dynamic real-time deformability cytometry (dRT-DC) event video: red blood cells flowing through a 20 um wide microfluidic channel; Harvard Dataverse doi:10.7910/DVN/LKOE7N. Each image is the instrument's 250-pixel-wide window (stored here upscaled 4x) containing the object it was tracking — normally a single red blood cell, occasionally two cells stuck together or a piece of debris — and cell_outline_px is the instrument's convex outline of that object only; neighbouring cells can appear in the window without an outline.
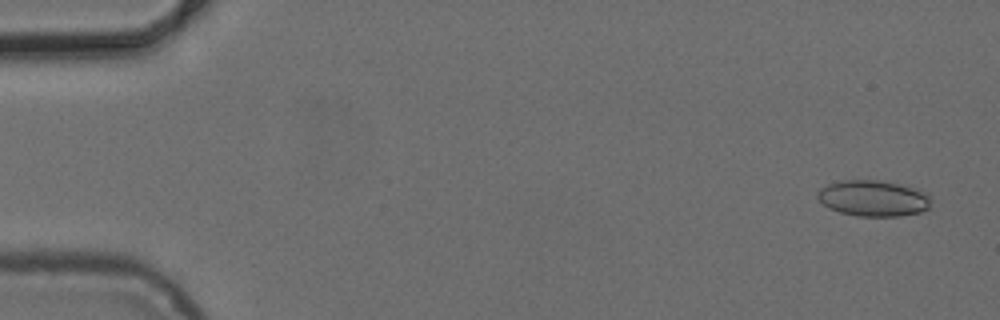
{"species": "common noctule bat (a hibernating species)", "species_latin": "Nyctalus noctula", "temperature_condition": "cold", "stored_images_in_passage": 4, "camera_frame_rate_fps": 3000, "um_per_image_px": 0.085, "animal": {"sex": "female", "body_mass_g": 24.6, "forearm_length_mm": 56.2}, "frame": {"image": 1, "passage_image": 1, "time_ms": 0.0, "image_size_px": [1000, 320], "cell_outline_px": [[932, 196], [928, 208], [920, 212], [900, 216], [860, 216], [840, 212], [828, 208], [816, 196], [816, 192], [820, 188], [828, 184], [844, 180], [876, 180], [896, 184], [928, 192]], "centroid_in_image_um": [74.23, 16.86], "position_along_channel_um": 10.8, "area_um2": 23.7}}